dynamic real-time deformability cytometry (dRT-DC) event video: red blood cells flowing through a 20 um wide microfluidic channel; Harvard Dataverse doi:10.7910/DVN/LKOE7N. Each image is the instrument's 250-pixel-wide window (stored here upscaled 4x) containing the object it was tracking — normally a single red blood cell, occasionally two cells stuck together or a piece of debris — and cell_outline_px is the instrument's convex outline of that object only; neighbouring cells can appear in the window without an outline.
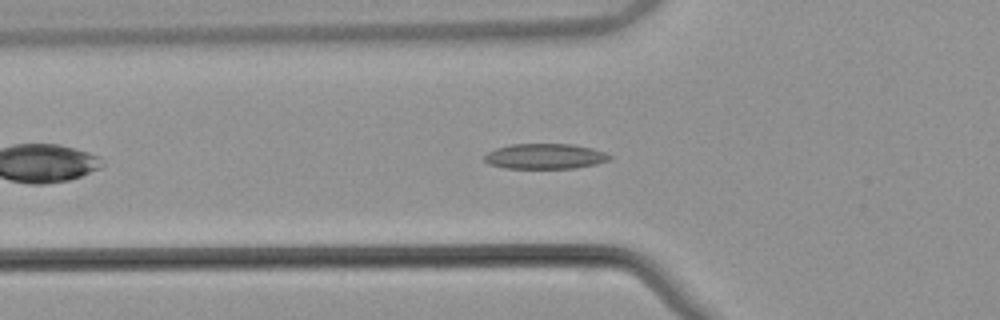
{"species": "common noctule bat (a hibernating species)", "species_latin": "Nyctalus noctula", "temperature_condition": "warm", "stored_images_in_passage": 42, "camera_frame_rate_fps": 3000, "um_per_image_px": 0.085, "animal": {"sex": "male", "body_mass_g": 21.5, "forearm_length_mm": 52.0}, "frame": {"image": 1, "passage_image": 7, "time_ms": 2.0, "image_size_px": [1000, 320], "cell_outline_px": [[612, 156], [608, 160], [596, 164], [576, 168], [504, 168], [488, 164], [484, 160], [484, 156], [488, 152], [496, 148], [512, 144], [572, 144], [592, 148], [604, 152]], "centroid_in_image_um": [46.31, 13.29], "position_along_channel_um": 79.5, "area_um2": 18.44}}
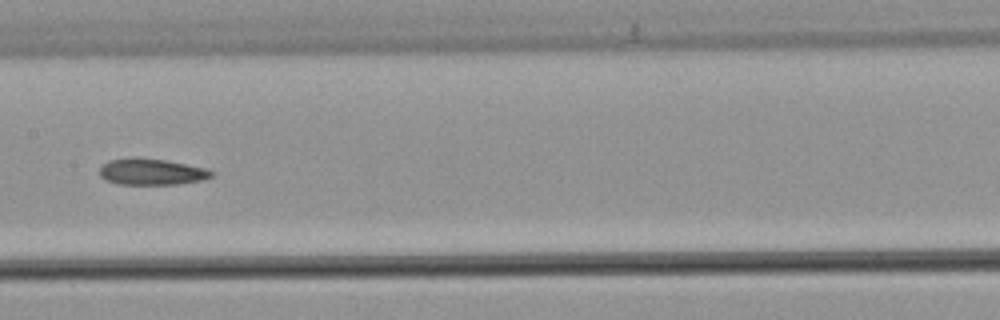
{"frame": {"image": 2, "passage_image": 16, "time_ms": 5.0, "image_size_px": [1000, 320], "cell_outline_px": [[216, 172], [212, 176], [204, 180], [176, 184], [120, 184], [104, 180], [100, 176], [100, 168], [104, 164], [112, 160], [164, 160], [204, 168]], "centroid_in_image_um": [12.94, 14.65], "position_along_channel_um": 194.5, "area_um2": 16.36}}
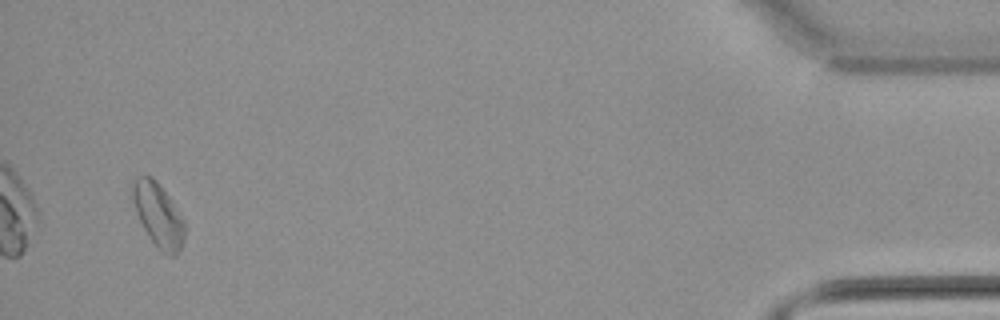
{"frame": {"image": 3, "passage_image": 40, "time_ms": 13.0, "image_size_px": [1000, 320], "cell_outline_px": [[184, 240], [176, 256], [168, 256], [160, 252], [144, 228], [136, 212], [128, 188], [136, 176], [152, 176], [156, 180], [172, 200], [184, 220]], "centroid_in_image_um": [13.42, 18.24], "position_along_channel_um": 421.8, "area_um2": 19.65}}